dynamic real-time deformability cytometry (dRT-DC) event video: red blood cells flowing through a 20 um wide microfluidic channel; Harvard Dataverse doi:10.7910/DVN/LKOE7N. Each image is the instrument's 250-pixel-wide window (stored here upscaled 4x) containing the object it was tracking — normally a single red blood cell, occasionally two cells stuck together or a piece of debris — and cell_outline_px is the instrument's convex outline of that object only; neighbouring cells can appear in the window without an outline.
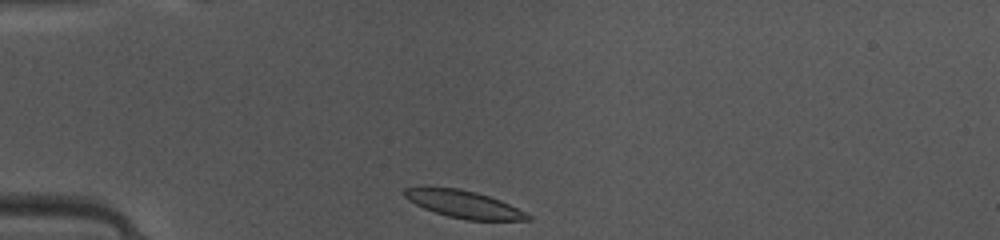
{"species": "common noctule bat (a hibernating species)", "species_latin": "Nyctalus noctula", "temperature_condition": "warm", "stored_images_in_passage": 36, "camera_frame_rate_fps": 3000, "um_per_image_px": 0.085, "animal": {"sex": "female", "body_mass_g": 10.0, "forearm_length_mm": 53.1}, "frame": {"image": 1, "passage_image": 1, "time_ms": 0.0, "image_size_px": [1000, 240], "cell_outline_px": [[532, 220], [468, 220], [448, 216], [424, 208], [408, 200], [404, 196], [404, 188], [460, 188], [476, 192], [500, 200], [532, 216]], "centroid_in_image_um": [39.45, 17.37], "position_along_channel_um": 45.6, "area_um2": 19.19}}
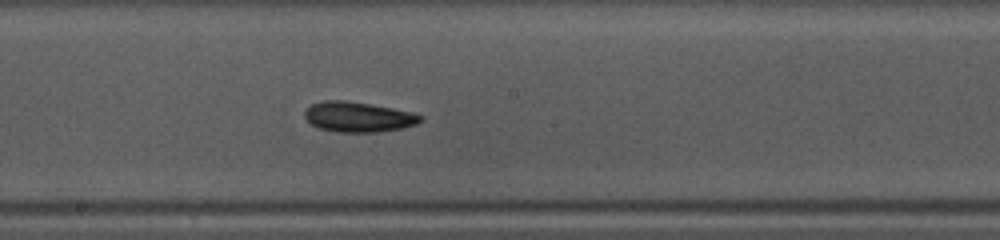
{"frame": {"image": 2, "passage_image": 15, "time_ms": 4.667, "image_size_px": [1000, 240], "cell_outline_px": [[424, 120], [416, 124], [404, 128], [376, 132], [336, 132], [320, 128], [312, 124], [304, 116], [304, 112], [312, 104], [324, 100], [344, 100], [392, 108], [412, 112], [424, 116]], "centroid_in_image_um": [30.49, 9.94], "position_along_channel_um": 217.7, "area_um2": 20.29}}
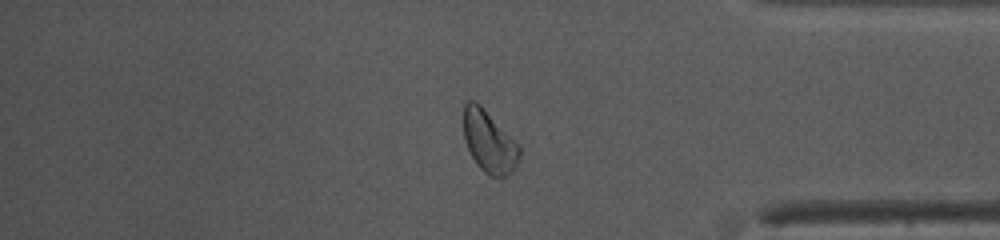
{"frame": {"image": 3, "passage_image": 29, "time_ms": 9.333, "image_size_px": [1000, 240], "cell_outline_px": [[520, 156], [512, 172], [500, 180], [484, 172], [476, 164], [464, 140], [464, 104], [468, 100], [472, 100], [480, 104], [520, 144]], "centroid_in_image_um": [41.6, 12.06], "position_along_channel_um": 393.6, "area_um2": 20.4}, "authors_computed_cell_mechanics": {"area_um2": 19.7676, "velocity_mm_per_s": 4.1442, "shape_relaxation_time_tau1_ms": 4.8957, "shape_relaxation_time_tau2_ms": null, "deformation_change_tau1": 0.1385, "deformation_change_tau2": null}}